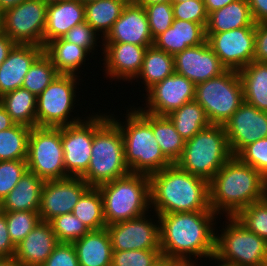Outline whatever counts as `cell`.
<instances>
[{
  "mask_svg": "<svg viewBox=\"0 0 267 266\" xmlns=\"http://www.w3.org/2000/svg\"><path fill=\"white\" fill-rule=\"evenodd\" d=\"M159 216L161 255L179 262H198L214 257L215 212H178Z\"/></svg>",
  "mask_w": 267,
  "mask_h": 266,
  "instance_id": "6da1fadb",
  "label": "cell"
},
{
  "mask_svg": "<svg viewBox=\"0 0 267 266\" xmlns=\"http://www.w3.org/2000/svg\"><path fill=\"white\" fill-rule=\"evenodd\" d=\"M150 178L151 211L157 215L178 212H213L209 182L172 164Z\"/></svg>",
  "mask_w": 267,
  "mask_h": 266,
  "instance_id": "7a4b0ae2",
  "label": "cell"
},
{
  "mask_svg": "<svg viewBox=\"0 0 267 266\" xmlns=\"http://www.w3.org/2000/svg\"><path fill=\"white\" fill-rule=\"evenodd\" d=\"M263 179L253 167L232 156L209 181L210 209L219 217H235L262 200Z\"/></svg>",
  "mask_w": 267,
  "mask_h": 266,
  "instance_id": "3957f363",
  "label": "cell"
},
{
  "mask_svg": "<svg viewBox=\"0 0 267 266\" xmlns=\"http://www.w3.org/2000/svg\"><path fill=\"white\" fill-rule=\"evenodd\" d=\"M125 105L126 114L117 116L109 110V117L119 126L123 142L125 162L130 173L150 176L172 163L163 155L152 129V114L138 106ZM125 115V116H124ZM123 118H120V117ZM118 117L121 119H118Z\"/></svg>",
  "mask_w": 267,
  "mask_h": 266,
  "instance_id": "277c9868",
  "label": "cell"
},
{
  "mask_svg": "<svg viewBox=\"0 0 267 266\" xmlns=\"http://www.w3.org/2000/svg\"><path fill=\"white\" fill-rule=\"evenodd\" d=\"M105 111L94 112L91 159L87 172L81 177L90 187H98L130 173L120 128Z\"/></svg>",
  "mask_w": 267,
  "mask_h": 266,
  "instance_id": "5b68a950",
  "label": "cell"
},
{
  "mask_svg": "<svg viewBox=\"0 0 267 266\" xmlns=\"http://www.w3.org/2000/svg\"><path fill=\"white\" fill-rule=\"evenodd\" d=\"M106 226L137 218L151 211L150 178L129 173L98 186Z\"/></svg>",
  "mask_w": 267,
  "mask_h": 266,
  "instance_id": "8992f818",
  "label": "cell"
},
{
  "mask_svg": "<svg viewBox=\"0 0 267 266\" xmlns=\"http://www.w3.org/2000/svg\"><path fill=\"white\" fill-rule=\"evenodd\" d=\"M223 219L221 223L219 217L216 223L214 259L231 266L267 265V241L248 230L235 217ZM218 223L222 225L218 227Z\"/></svg>",
  "mask_w": 267,
  "mask_h": 266,
  "instance_id": "52a82bcc",
  "label": "cell"
},
{
  "mask_svg": "<svg viewBox=\"0 0 267 266\" xmlns=\"http://www.w3.org/2000/svg\"><path fill=\"white\" fill-rule=\"evenodd\" d=\"M84 81L85 80H83V76L80 77L73 74H59L44 89V91L37 96V126L62 127L76 124L84 120L89 114L82 113L83 115L81 116L79 114L80 110H75V107H77V105H82L79 102L81 100V97L79 96L81 95H79L80 93L78 92H81L79 91V86ZM76 93L78 96L76 95ZM76 102H79V104H77Z\"/></svg>",
  "mask_w": 267,
  "mask_h": 266,
  "instance_id": "ba28073f",
  "label": "cell"
},
{
  "mask_svg": "<svg viewBox=\"0 0 267 266\" xmlns=\"http://www.w3.org/2000/svg\"><path fill=\"white\" fill-rule=\"evenodd\" d=\"M231 157L224 126L210 125L185 141L175 164L209 182Z\"/></svg>",
  "mask_w": 267,
  "mask_h": 266,
  "instance_id": "9c48e42d",
  "label": "cell"
},
{
  "mask_svg": "<svg viewBox=\"0 0 267 266\" xmlns=\"http://www.w3.org/2000/svg\"><path fill=\"white\" fill-rule=\"evenodd\" d=\"M194 100L204 108L211 125L224 126L244 102L238 71L227 69L219 76L195 85Z\"/></svg>",
  "mask_w": 267,
  "mask_h": 266,
  "instance_id": "30bf717a",
  "label": "cell"
},
{
  "mask_svg": "<svg viewBox=\"0 0 267 266\" xmlns=\"http://www.w3.org/2000/svg\"><path fill=\"white\" fill-rule=\"evenodd\" d=\"M27 169L44 181L66 178L61 127L31 128Z\"/></svg>",
  "mask_w": 267,
  "mask_h": 266,
  "instance_id": "8fae6325",
  "label": "cell"
},
{
  "mask_svg": "<svg viewBox=\"0 0 267 266\" xmlns=\"http://www.w3.org/2000/svg\"><path fill=\"white\" fill-rule=\"evenodd\" d=\"M47 6L42 0H25L0 15V30L16 44L43 47Z\"/></svg>",
  "mask_w": 267,
  "mask_h": 266,
  "instance_id": "7c38bea8",
  "label": "cell"
},
{
  "mask_svg": "<svg viewBox=\"0 0 267 266\" xmlns=\"http://www.w3.org/2000/svg\"><path fill=\"white\" fill-rule=\"evenodd\" d=\"M151 212L106 226L113 251L161 250L159 216Z\"/></svg>",
  "mask_w": 267,
  "mask_h": 266,
  "instance_id": "4fadbf2b",
  "label": "cell"
},
{
  "mask_svg": "<svg viewBox=\"0 0 267 266\" xmlns=\"http://www.w3.org/2000/svg\"><path fill=\"white\" fill-rule=\"evenodd\" d=\"M82 121L61 127L66 177H82L88 169L94 137V111Z\"/></svg>",
  "mask_w": 267,
  "mask_h": 266,
  "instance_id": "5bb4252c",
  "label": "cell"
},
{
  "mask_svg": "<svg viewBox=\"0 0 267 266\" xmlns=\"http://www.w3.org/2000/svg\"><path fill=\"white\" fill-rule=\"evenodd\" d=\"M206 37L210 48L226 69L239 71L254 61L255 27L206 33Z\"/></svg>",
  "mask_w": 267,
  "mask_h": 266,
  "instance_id": "9a60e30c",
  "label": "cell"
},
{
  "mask_svg": "<svg viewBox=\"0 0 267 266\" xmlns=\"http://www.w3.org/2000/svg\"><path fill=\"white\" fill-rule=\"evenodd\" d=\"M142 96L145 103L138 106L142 111L157 116H167L194 100L195 84L185 76L174 73L155 84L146 94L142 93Z\"/></svg>",
  "mask_w": 267,
  "mask_h": 266,
  "instance_id": "2e32d148",
  "label": "cell"
},
{
  "mask_svg": "<svg viewBox=\"0 0 267 266\" xmlns=\"http://www.w3.org/2000/svg\"><path fill=\"white\" fill-rule=\"evenodd\" d=\"M101 70L109 82L131 83L139 74L147 47L130 43L103 42ZM103 57V58H102ZM123 81V82H122Z\"/></svg>",
  "mask_w": 267,
  "mask_h": 266,
  "instance_id": "e0dca14e",
  "label": "cell"
},
{
  "mask_svg": "<svg viewBox=\"0 0 267 266\" xmlns=\"http://www.w3.org/2000/svg\"><path fill=\"white\" fill-rule=\"evenodd\" d=\"M89 187L81 177L45 181L39 209L41 221L50 222L57 216L71 213Z\"/></svg>",
  "mask_w": 267,
  "mask_h": 266,
  "instance_id": "ac0fdd59",
  "label": "cell"
},
{
  "mask_svg": "<svg viewBox=\"0 0 267 266\" xmlns=\"http://www.w3.org/2000/svg\"><path fill=\"white\" fill-rule=\"evenodd\" d=\"M224 129L232 156L245 146L267 137V112L245 101L225 123Z\"/></svg>",
  "mask_w": 267,
  "mask_h": 266,
  "instance_id": "d6986e66",
  "label": "cell"
},
{
  "mask_svg": "<svg viewBox=\"0 0 267 266\" xmlns=\"http://www.w3.org/2000/svg\"><path fill=\"white\" fill-rule=\"evenodd\" d=\"M174 65L175 73L185 76L195 85L219 76L227 70L207 41L175 54Z\"/></svg>",
  "mask_w": 267,
  "mask_h": 266,
  "instance_id": "ffe728a7",
  "label": "cell"
},
{
  "mask_svg": "<svg viewBox=\"0 0 267 266\" xmlns=\"http://www.w3.org/2000/svg\"><path fill=\"white\" fill-rule=\"evenodd\" d=\"M103 42L152 46L154 39L150 32L144 7L137 4H126L121 16L103 38Z\"/></svg>",
  "mask_w": 267,
  "mask_h": 266,
  "instance_id": "44dd1931",
  "label": "cell"
},
{
  "mask_svg": "<svg viewBox=\"0 0 267 266\" xmlns=\"http://www.w3.org/2000/svg\"><path fill=\"white\" fill-rule=\"evenodd\" d=\"M44 47L16 44L0 66V97L22 87L23 80Z\"/></svg>",
  "mask_w": 267,
  "mask_h": 266,
  "instance_id": "7402d4cb",
  "label": "cell"
},
{
  "mask_svg": "<svg viewBox=\"0 0 267 266\" xmlns=\"http://www.w3.org/2000/svg\"><path fill=\"white\" fill-rule=\"evenodd\" d=\"M58 244L50 222L41 221L16 247L14 258L23 266H41Z\"/></svg>",
  "mask_w": 267,
  "mask_h": 266,
  "instance_id": "603a6c76",
  "label": "cell"
},
{
  "mask_svg": "<svg viewBox=\"0 0 267 266\" xmlns=\"http://www.w3.org/2000/svg\"><path fill=\"white\" fill-rule=\"evenodd\" d=\"M85 22V8L80 0H65L47 6L43 47L62 38L71 28Z\"/></svg>",
  "mask_w": 267,
  "mask_h": 266,
  "instance_id": "cb8c5ba5",
  "label": "cell"
},
{
  "mask_svg": "<svg viewBox=\"0 0 267 266\" xmlns=\"http://www.w3.org/2000/svg\"><path fill=\"white\" fill-rule=\"evenodd\" d=\"M206 38L202 24L174 19L172 25L154 39L153 45L174 56L188 47L203 44Z\"/></svg>",
  "mask_w": 267,
  "mask_h": 266,
  "instance_id": "d4e9b609",
  "label": "cell"
},
{
  "mask_svg": "<svg viewBox=\"0 0 267 266\" xmlns=\"http://www.w3.org/2000/svg\"><path fill=\"white\" fill-rule=\"evenodd\" d=\"M44 53L51 59L52 64L60 74H78L80 77L84 74L82 72L86 64L88 66L91 64V62H85L89 61L90 58V61L95 59L85 48L68 42L63 37L48 42L44 46Z\"/></svg>",
  "mask_w": 267,
  "mask_h": 266,
  "instance_id": "484cf974",
  "label": "cell"
},
{
  "mask_svg": "<svg viewBox=\"0 0 267 266\" xmlns=\"http://www.w3.org/2000/svg\"><path fill=\"white\" fill-rule=\"evenodd\" d=\"M44 183L45 181L36 174L26 171L15 188L0 203V210L39 212Z\"/></svg>",
  "mask_w": 267,
  "mask_h": 266,
  "instance_id": "4316f807",
  "label": "cell"
},
{
  "mask_svg": "<svg viewBox=\"0 0 267 266\" xmlns=\"http://www.w3.org/2000/svg\"><path fill=\"white\" fill-rule=\"evenodd\" d=\"M72 244L79 266H111L113 248L106 228L90 230Z\"/></svg>",
  "mask_w": 267,
  "mask_h": 266,
  "instance_id": "83f0119b",
  "label": "cell"
},
{
  "mask_svg": "<svg viewBox=\"0 0 267 266\" xmlns=\"http://www.w3.org/2000/svg\"><path fill=\"white\" fill-rule=\"evenodd\" d=\"M174 73V56L152 45L147 47L141 70L129 85H135V82H137L138 86L141 87L139 83H142L144 86L138 91L147 92L155 84L163 81L166 77Z\"/></svg>",
  "mask_w": 267,
  "mask_h": 266,
  "instance_id": "f1b7e54d",
  "label": "cell"
},
{
  "mask_svg": "<svg viewBox=\"0 0 267 266\" xmlns=\"http://www.w3.org/2000/svg\"><path fill=\"white\" fill-rule=\"evenodd\" d=\"M243 27H255V22L248 0H236L208 14L206 33H221Z\"/></svg>",
  "mask_w": 267,
  "mask_h": 266,
  "instance_id": "f546056e",
  "label": "cell"
},
{
  "mask_svg": "<svg viewBox=\"0 0 267 266\" xmlns=\"http://www.w3.org/2000/svg\"><path fill=\"white\" fill-rule=\"evenodd\" d=\"M244 101L267 112V63L252 61L238 71Z\"/></svg>",
  "mask_w": 267,
  "mask_h": 266,
  "instance_id": "4dcf8cb0",
  "label": "cell"
},
{
  "mask_svg": "<svg viewBox=\"0 0 267 266\" xmlns=\"http://www.w3.org/2000/svg\"><path fill=\"white\" fill-rule=\"evenodd\" d=\"M37 97L25 88H18L0 97L1 105L6 109L16 124L37 126Z\"/></svg>",
  "mask_w": 267,
  "mask_h": 266,
  "instance_id": "1f68e13d",
  "label": "cell"
},
{
  "mask_svg": "<svg viewBox=\"0 0 267 266\" xmlns=\"http://www.w3.org/2000/svg\"><path fill=\"white\" fill-rule=\"evenodd\" d=\"M126 6L122 0H96L84 4L85 21L104 38Z\"/></svg>",
  "mask_w": 267,
  "mask_h": 266,
  "instance_id": "d6a6232c",
  "label": "cell"
},
{
  "mask_svg": "<svg viewBox=\"0 0 267 266\" xmlns=\"http://www.w3.org/2000/svg\"><path fill=\"white\" fill-rule=\"evenodd\" d=\"M167 117L185 141L211 125L204 108L195 100L172 111Z\"/></svg>",
  "mask_w": 267,
  "mask_h": 266,
  "instance_id": "836d02e7",
  "label": "cell"
},
{
  "mask_svg": "<svg viewBox=\"0 0 267 266\" xmlns=\"http://www.w3.org/2000/svg\"><path fill=\"white\" fill-rule=\"evenodd\" d=\"M152 129L163 155L175 164L182 155L185 140L167 116L152 114Z\"/></svg>",
  "mask_w": 267,
  "mask_h": 266,
  "instance_id": "e575fe53",
  "label": "cell"
},
{
  "mask_svg": "<svg viewBox=\"0 0 267 266\" xmlns=\"http://www.w3.org/2000/svg\"><path fill=\"white\" fill-rule=\"evenodd\" d=\"M72 213L89 230L106 228L103 198L98 187H89L80 197Z\"/></svg>",
  "mask_w": 267,
  "mask_h": 266,
  "instance_id": "d590c367",
  "label": "cell"
},
{
  "mask_svg": "<svg viewBox=\"0 0 267 266\" xmlns=\"http://www.w3.org/2000/svg\"><path fill=\"white\" fill-rule=\"evenodd\" d=\"M30 132V127L21 124L0 131V161L27 160Z\"/></svg>",
  "mask_w": 267,
  "mask_h": 266,
  "instance_id": "8d00e7d4",
  "label": "cell"
},
{
  "mask_svg": "<svg viewBox=\"0 0 267 266\" xmlns=\"http://www.w3.org/2000/svg\"><path fill=\"white\" fill-rule=\"evenodd\" d=\"M59 74L51 59L43 52L25 75L22 88L37 97Z\"/></svg>",
  "mask_w": 267,
  "mask_h": 266,
  "instance_id": "74e56055",
  "label": "cell"
},
{
  "mask_svg": "<svg viewBox=\"0 0 267 266\" xmlns=\"http://www.w3.org/2000/svg\"><path fill=\"white\" fill-rule=\"evenodd\" d=\"M4 213L10 239L16 247L41 222L39 212L15 211Z\"/></svg>",
  "mask_w": 267,
  "mask_h": 266,
  "instance_id": "f35d334b",
  "label": "cell"
},
{
  "mask_svg": "<svg viewBox=\"0 0 267 266\" xmlns=\"http://www.w3.org/2000/svg\"><path fill=\"white\" fill-rule=\"evenodd\" d=\"M59 243H73L90 230L73 213H66L50 221Z\"/></svg>",
  "mask_w": 267,
  "mask_h": 266,
  "instance_id": "ab89813d",
  "label": "cell"
},
{
  "mask_svg": "<svg viewBox=\"0 0 267 266\" xmlns=\"http://www.w3.org/2000/svg\"><path fill=\"white\" fill-rule=\"evenodd\" d=\"M235 218L248 230L267 241V204L263 200L245 207Z\"/></svg>",
  "mask_w": 267,
  "mask_h": 266,
  "instance_id": "60d3db41",
  "label": "cell"
},
{
  "mask_svg": "<svg viewBox=\"0 0 267 266\" xmlns=\"http://www.w3.org/2000/svg\"><path fill=\"white\" fill-rule=\"evenodd\" d=\"M63 38L68 42L85 48L96 61L98 56L94 57V55H97L98 51L101 52V55L103 54V38L86 21L71 28Z\"/></svg>",
  "mask_w": 267,
  "mask_h": 266,
  "instance_id": "b9f144b4",
  "label": "cell"
},
{
  "mask_svg": "<svg viewBox=\"0 0 267 266\" xmlns=\"http://www.w3.org/2000/svg\"><path fill=\"white\" fill-rule=\"evenodd\" d=\"M144 10L147 15L150 32L153 39L165 32L173 23L174 15L171 2L146 6Z\"/></svg>",
  "mask_w": 267,
  "mask_h": 266,
  "instance_id": "7bdbcfd3",
  "label": "cell"
},
{
  "mask_svg": "<svg viewBox=\"0 0 267 266\" xmlns=\"http://www.w3.org/2000/svg\"><path fill=\"white\" fill-rule=\"evenodd\" d=\"M26 171L27 160L0 161V203L15 188Z\"/></svg>",
  "mask_w": 267,
  "mask_h": 266,
  "instance_id": "ee69618b",
  "label": "cell"
},
{
  "mask_svg": "<svg viewBox=\"0 0 267 266\" xmlns=\"http://www.w3.org/2000/svg\"><path fill=\"white\" fill-rule=\"evenodd\" d=\"M236 156L263 177L267 176V137L248 144Z\"/></svg>",
  "mask_w": 267,
  "mask_h": 266,
  "instance_id": "f6af8a7d",
  "label": "cell"
},
{
  "mask_svg": "<svg viewBox=\"0 0 267 266\" xmlns=\"http://www.w3.org/2000/svg\"><path fill=\"white\" fill-rule=\"evenodd\" d=\"M161 250L113 251L111 266H151Z\"/></svg>",
  "mask_w": 267,
  "mask_h": 266,
  "instance_id": "bcb514c9",
  "label": "cell"
},
{
  "mask_svg": "<svg viewBox=\"0 0 267 266\" xmlns=\"http://www.w3.org/2000/svg\"><path fill=\"white\" fill-rule=\"evenodd\" d=\"M171 3L173 6L174 19L199 23L206 28L208 13L203 0H188Z\"/></svg>",
  "mask_w": 267,
  "mask_h": 266,
  "instance_id": "7dc6e473",
  "label": "cell"
},
{
  "mask_svg": "<svg viewBox=\"0 0 267 266\" xmlns=\"http://www.w3.org/2000/svg\"><path fill=\"white\" fill-rule=\"evenodd\" d=\"M41 266H79L72 243H59Z\"/></svg>",
  "mask_w": 267,
  "mask_h": 266,
  "instance_id": "c3c4849f",
  "label": "cell"
},
{
  "mask_svg": "<svg viewBox=\"0 0 267 266\" xmlns=\"http://www.w3.org/2000/svg\"><path fill=\"white\" fill-rule=\"evenodd\" d=\"M254 61L267 63V22L255 23Z\"/></svg>",
  "mask_w": 267,
  "mask_h": 266,
  "instance_id": "681fc988",
  "label": "cell"
},
{
  "mask_svg": "<svg viewBox=\"0 0 267 266\" xmlns=\"http://www.w3.org/2000/svg\"><path fill=\"white\" fill-rule=\"evenodd\" d=\"M15 252L16 246L10 239L5 213L0 210V258H12Z\"/></svg>",
  "mask_w": 267,
  "mask_h": 266,
  "instance_id": "f907efd6",
  "label": "cell"
},
{
  "mask_svg": "<svg viewBox=\"0 0 267 266\" xmlns=\"http://www.w3.org/2000/svg\"><path fill=\"white\" fill-rule=\"evenodd\" d=\"M248 4L255 23L267 22V0H248Z\"/></svg>",
  "mask_w": 267,
  "mask_h": 266,
  "instance_id": "816d5d0a",
  "label": "cell"
},
{
  "mask_svg": "<svg viewBox=\"0 0 267 266\" xmlns=\"http://www.w3.org/2000/svg\"><path fill=\"white\" fill-rule=\"evenodd\" d=\"M15 45L16 43L0 30V66Z\"/></svg>",
  "mask_w": 267,
  "mask_h": 266,
  "instance_id": "f5cc1de1",
  "label": "cell"
},
{
  "mask_svg": "<svg viewBox=\"0 0 267 266\" xmlns=\"http://www.w3.org/2000/svg\"><path fill=\"white\" fill-rule=\"evenodd\" d=\"M15 124L16 123L12 120L11 116L0 103V131L9 129Z\"/></svg>",
  "mask_w": 267,
  "mask_h": 266,
  "instance_id": "db71d44e",
  "label": "cell"
},
{
  "mask_svg": "<svg viewBox=\"0 0 267 266\" xmlns=\"http://www.w3.org/2000/svg\"><path fill=\"white\" fill-rule=\"evenodd\" d=\"M207 13H211L214 10L220 9L228 4H230L231 2H234L236 0H203Z\"/></svg>",
  "mask_w": 267,
  "mask_h": 266,
  "instance_id": "11a10c76",
  "label": "cell"
},
{
  "mask_svg": "<svg viewBox=\"0 0 267 266\" xmlns=\"http://www.w3.org/2000/svg\"><path fill=\"white\" fill-rule=\"evenodd\" d=\"M177 262L175 259L160 255L151 266H174Z\"/></svg>",
  "mask_w": 267,
  "mask_h": 266,
  "instance_id": "9f6ffc18",
  "label": "cell"
},
{
  "mask_svg": "<svg viewBox=\"0 0 267 266\" xmlns=\"http://www.w3.org/2000/svg\"><path fill=\"white\" fill-rule=\"evenodd\" d=\"M24 1L25 0H0V15Z\"/></svg>",
  "mask_w": 267,
  "mask_h": 266,
  "instance_id": "6f0895ef",
  "label": "cell"
},
{
  "mask_svg": "<svg viewBox=\"0 0 267 266\" xmlns=\"http://www.w3.org/2000/svg\"><path fill=\"white\" fill-rule=\"evenodd\" d=\"M0 266H23L14 257L0 258Z\"/></svg>",
  "mask_w": 267,
  "mask_h": 266,
  "instance_id": "680465c9",
  "label": "cell"
},
{
  "mask_svg": "<svg viewBox=\"0 0 267 266\" xmlns=\"http://www.w3.org/2000/svg\"><path fill=\"white\" fill-rule=\"evenodd\" d=\"M164 2H171V0H139L136 4L145 8L146 6Z\"/></svg>",
  "mask_w": 267,
  "mask_h": 266,
  "instance_id": "91938a15",
  "label": "cell"
},
{
  "mask_svg": "<svg viewBox=\"0 0 267 266\" xmlns=\"http://www.w3.org/2000/svg\"><path fill=\"white\" fill-rule=\"evenodd\" d=\"M205 261H206V260H204V266H207V265H209V264H211V265H209V266H231V265H227V264H224V263H221V262L217 261L216 259H214V257L208 259V262H207V263L210 262L209 264H206ZM211 261H212V262H211ZM214 263H215V264H214ZM200 264H202V265H200ZM205 264H206V265H205ZM216 264H217V265H216ZM194 266H203V262H202V261H200L199 263H198V262H194Z\"/></svg>",
  "mask_w": 267,
  "mask_h": 266,
  "instance_id": "94428289",
  "label": "cell"
},
{
  "mask_svg": "<svg viewBox=\"0 0 267 266\" xmlns=\"http://www.w3.org/2000/svg\"><path fill=\"white\" fill-rule=\"evenodd\" d=\"M262 200L267 204V176L263 179Z\"/></svg>",
  "mask_w": 267,
  "mask_h": 266,
  "instance_id": "6125c7cd",
  "label": "cell"
},
{
  "mask_svg": "<svg viewBox=\"0 0 267 266\" xmlns=\"http://www.w3.org/2000/svg\"><path fill=\"white\" fill-rule=\"evenodd\" d=\"M174 266H194V262H177Z\"/></svg>",
  "mask_w": 267,
  "mask_h": 266,
  "instance_id": "be15d7a7",
  "label": "cell"
},
{
  "mask_svg": "<svg viewBox=\"0 0 267 266\" xmlns=\"http://www.w3.org/2000/svg\"><path fill=\"white\" fill-rule=\"evenodd\" d=\"M42 1L46 3L47 5H49V4L58 3L61 1H65V0H42Z\"/></svg>",
  "mask_w": 267,
  "mask_h": 266,
  "instance_id": "e7e4bbea",
  "label": "cell"
},
{
  "mask_svg": "<svg viewBox=\"0 0 267 266\" xmlns=\"http://www.w3.org/2000/svg\"><path fill=\"white\" fill-rule=\"evenodd\" d=\"M124 1L126 4H136L139 0H122Z\"/></svg>",
  "mask_w": 267,
  "mask_h": 266,
  "instance_id": "03108f58",
  "label": "cell"
},
{
  "mask_svg": "<svg viewBox=\"0 0 267 266\" xmlns=\"http://www.w3.org/2000/svg\"><path fill=\"white\" fill-rule=\"evenodd\" d=\"M83 4H86V3H89V2H92V1H96V0H80Z\"/></svg>",
  "mask_w": 267,
  "mask_h": 266,
  "instance_id": "003e7915",
  "label": "cell"
},
{
  "mask_svg": "<svg viewBox=\"0 0 267 266\" xmlns=\"http://www.w3.org/2000/svg\"><path fill=\"white\" fill-rule=\"evenodd\" d=\"M184 1H188V0H171V2H184Z\"/></svg>",
  "mask_w": 267,
  "mask_h": 266,
  "instance_id": "a7ac6f4b",
  "label": "cell"
}]
</instances>
